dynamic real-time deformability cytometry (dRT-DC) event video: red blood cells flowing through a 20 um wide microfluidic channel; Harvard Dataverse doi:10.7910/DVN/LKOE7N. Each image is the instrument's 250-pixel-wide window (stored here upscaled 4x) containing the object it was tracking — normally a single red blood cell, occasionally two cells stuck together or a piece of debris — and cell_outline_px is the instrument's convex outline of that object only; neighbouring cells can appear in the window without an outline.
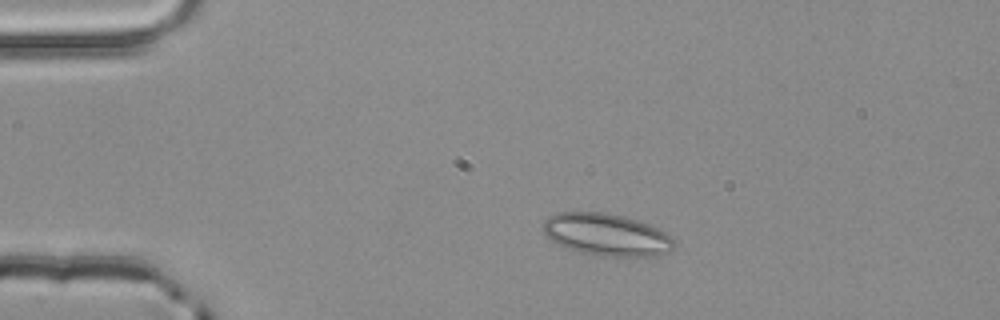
{"species": "common noctule bat (a hibernating species)", "species_latin": "Nyctalus noctula", "temperature_condition": "room temperature", "stored_images_in_passage": 2, "camera_frame_rate_fps": 3000, "um_per_image_px": 0.085, "animal": {"sex": "male", "body_mass_g": 20.4}, "frame": {"image": 1, "passage_image": 1, "time_ms": 0.0, "image_size_px": [1000, 320], "cell_outline_px": [[676, 244], [668, 252], [656, 256], [596, 256], [580, 252], [556, 244], [544, 232], [544, 220], [548, 216], [556, 212], [604, 212], [624, 216], [660, 228]], "centroid_in_image_um": [51.54, 19.94], "position_along_channel_um": 33.5, "area_um2": 32.19}}